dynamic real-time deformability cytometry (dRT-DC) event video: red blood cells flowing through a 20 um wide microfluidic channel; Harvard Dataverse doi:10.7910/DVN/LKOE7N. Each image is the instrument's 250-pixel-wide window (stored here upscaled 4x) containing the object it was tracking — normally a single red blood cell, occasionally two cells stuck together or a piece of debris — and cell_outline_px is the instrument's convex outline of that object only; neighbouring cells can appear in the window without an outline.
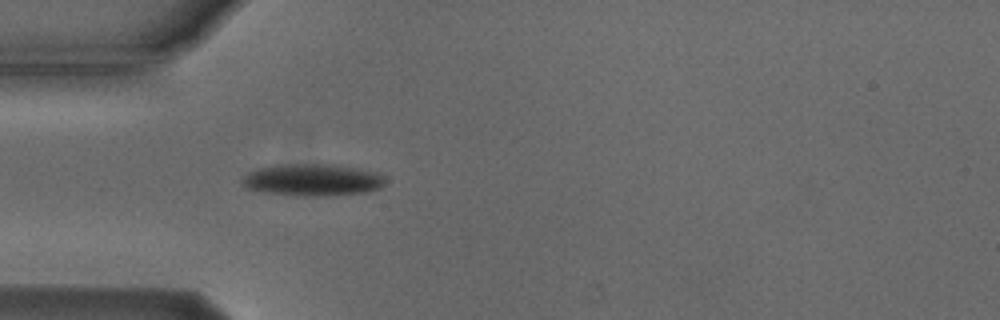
{"species": "Egyptian fruit bat (a non-hibernating species)", "species_latin": "Rousettus aegyptiacus", "temperature_condition": "cold", "stored_images_in_passage": 25, "camera_frame_rate_fps": 3000, "um_per_image_px": 0.085, "animal": {"sex": "male"}, "frame": {"image": 1, "passage_image": 1, "time_ms": 0.0, "image_size_px": [1000, 320], "cell_outline_px": [[384, 184], [380, 188], [368, 192], [332, 196], [296, 196], [264, 192], [244, 188], [240, 180], [248, 172], [260, 168], [292, 164], [328, 164], [376, 172], [384, 180]], "centroid_in_image_um": [26.52, 15.32], "position_along_channel_um": 58.5, "area_um2": 26.53}}
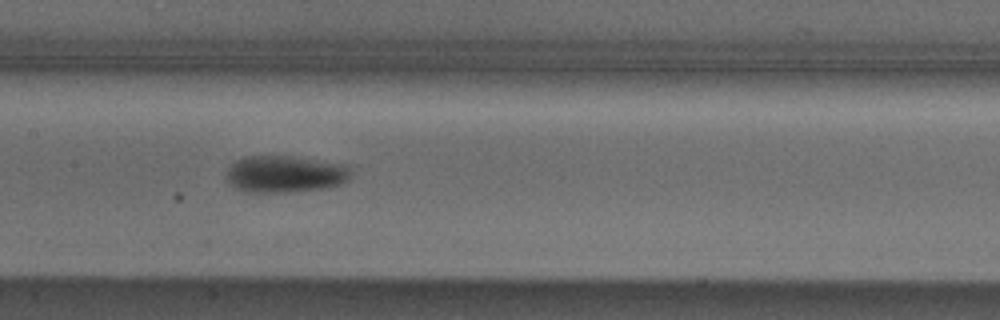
{"frame": {"image": 2, "passage_image": 11, "time_ms": 3.333, "image_size_px": [1000, 320], "cell_outline_px": [[348, 180], [340, 184], [320, 188], [284, 192], [248, 192], [236, 188], [228, 184], [228, 168], [236, 160], [244, 156], [284, 156], [344, 164], [348, 168]], "centroid_in_image_um": [24.16, 14.79], "position_along_channel_um": 183.2, "area_um2": 26.13}}
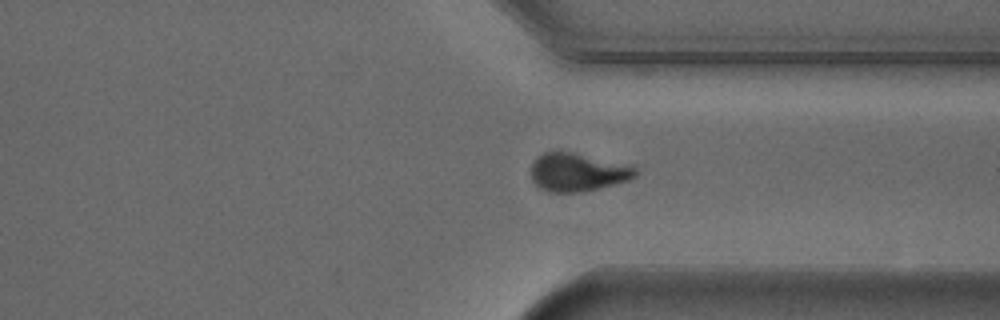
{"frame": {"image": 3, "passage_image": 25, "time_ms": 8.0, "image_size_px": [1000, 320], "cell_outline_px": [[640, 172], [636, 176], [628, 180], [600, 188], [580, 192], [548, 192], [540, 188], [532, 180], [532, 164], [536, 156], [544, 152], [572, 152], [636, 164]], "centroid_in_image_um": [49.19, 14.62], "position_along_channel_um": 362.2, "area_um2": 23.81}, "authors_computed_cell_mechanics": {"area_um2": 25.6054, "velocity_mm_per_s": 3.8442, "shape_relaxation_time_tau1_ms": 2.8317, "shape_relaxation_time_tau2_ms": null, "deformation_change_tau1": 0.1261, "deformation_change_tau2": null}}